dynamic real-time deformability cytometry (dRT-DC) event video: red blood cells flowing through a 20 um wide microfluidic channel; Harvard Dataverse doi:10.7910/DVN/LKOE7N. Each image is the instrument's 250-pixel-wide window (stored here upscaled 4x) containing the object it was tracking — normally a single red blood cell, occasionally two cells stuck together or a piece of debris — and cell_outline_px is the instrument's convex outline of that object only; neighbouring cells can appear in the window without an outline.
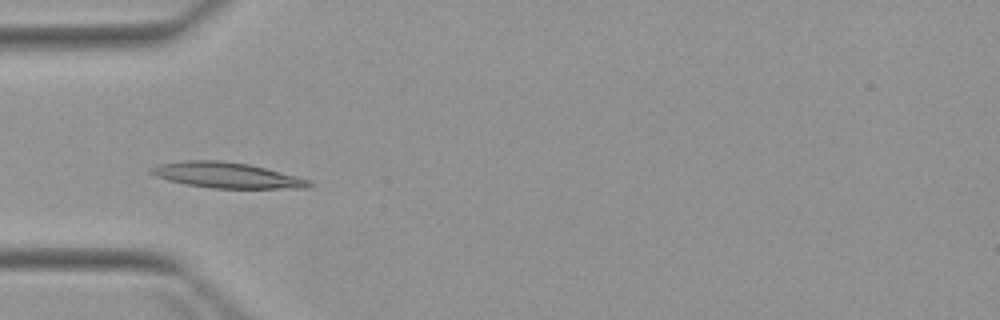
{"species": "Egyptian fruit bat (a non-hibernating species)", "species_latin": "Rousettus aegyptiacus", "temperature_condition": "warm", "stored_images_in_passage": 5, "camera_frame_rate_fps": 3000, "um_per_image_px": 0.085, "animal": {"sex": "female"}, "frame": {"image": 1, "passage_image": 3, "time_ms": 3.333, "image_size_px": [1000, 320], "cell_outline_px": [[312, 188], [212, 188], [184, 184], [168, 180], [156, 176], [148, 172], [152, 168], [160, 164], [180, 160], [220, 160], [248, 164], [264, 168], [308, 180], [312, 184]], "centroid_in_image_um": [19.21, 14.89], "position_along_channel_um": 65.8, "area_um2": 23.29}}
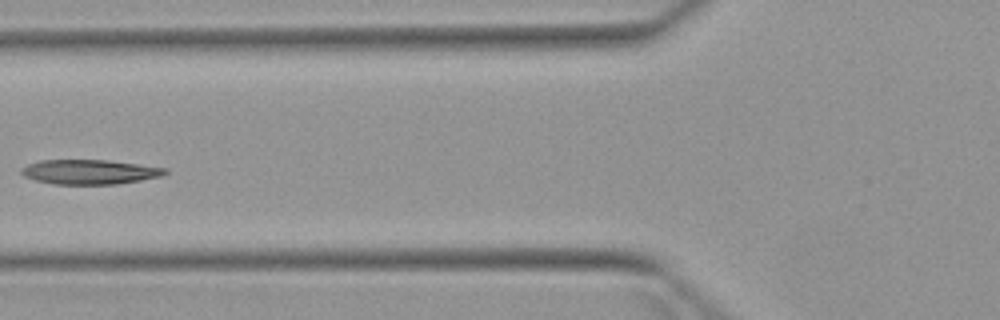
{"frame": {"image": 2, "passage_image": 4, "time_ms": 4.667, "image_size_px": [1000, 320], "cell_outline_px": [[168, 172], [164, 176], [116, 184], [52, 184], [36, 180], [24, 176], [20, 172], [20, 168], [28, 164], [40, 160], [108, 160], [168, 168]], "centroid_in_image_um": [7.63, 14.61], "position_along_channel_um": 118.2, "area_um2": 20.69}}
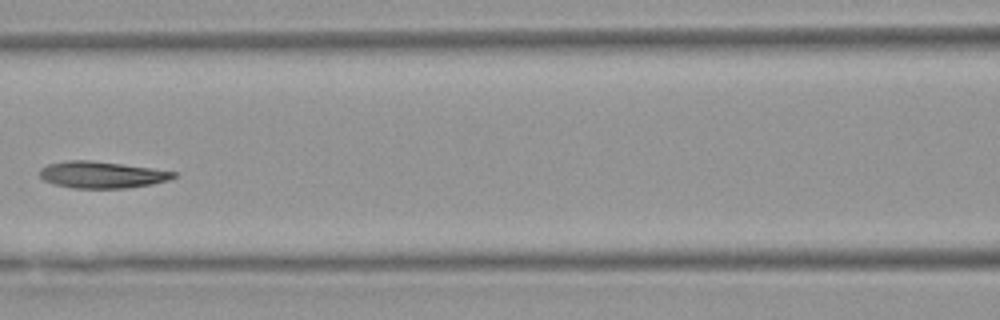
{"frame": {"image": 3, "passage_image": 5, "time_ms": 5.667, "image_size_px": [1000, 320], "cell_outline_px": [[176, 176], [168, 180], [152, 184], [128, 188], [72, 188], [56, 184], [44, 180], [40, 176], [40, 168], [48, 164], [68, 160], [88, 160], [152, 168], [176, 172]], "centroid_in_image_um": [8.65, 14.85], "position_along_channel_um": 157.9, "area_um2": 20.63}}